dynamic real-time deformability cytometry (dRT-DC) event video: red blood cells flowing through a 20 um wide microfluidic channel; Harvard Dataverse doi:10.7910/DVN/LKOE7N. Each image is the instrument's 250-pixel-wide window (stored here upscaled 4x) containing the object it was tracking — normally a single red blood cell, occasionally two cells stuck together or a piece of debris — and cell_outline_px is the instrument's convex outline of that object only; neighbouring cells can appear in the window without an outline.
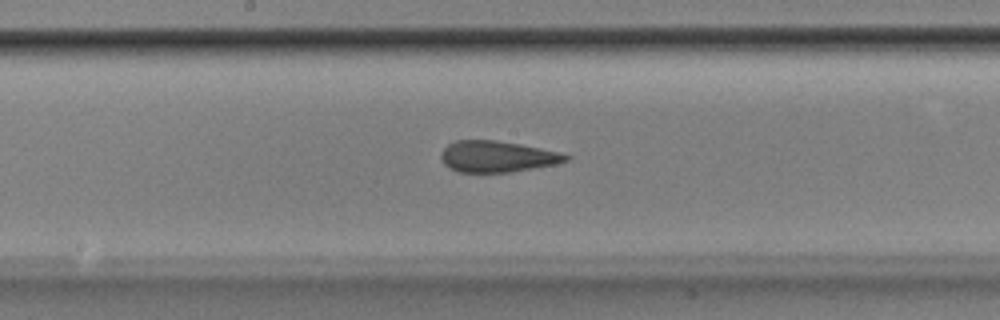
{"species": "Egyptian fruit bat (a non-hibernating species)", "species_latin": "Rousettus aegyptiacus", "temperature_condition": "room temperature", "stored_images_in_passage": 33, "camera_frame_rate_fps": 3000, "um_per_image_px": 0.085, "animal": {"sex": "male"}, "frame": {"image": 1, "passage_image": 12, "time_ms": 3.667, "image_size_px": [1000, 320], "cell_outline_px": [[572, 156], [568, 160], [556, 164], [512, 172], [456, 172], [448, 168], [444, 164], [440, 156], [440, 152], [448, 144], [456, 140], [496, 140], [520, 144], [560, 152]], "centroid_in_image_um": [42.24, 13.31], "position_along_channel_um": 206.0, "area_um2": 22.89}}
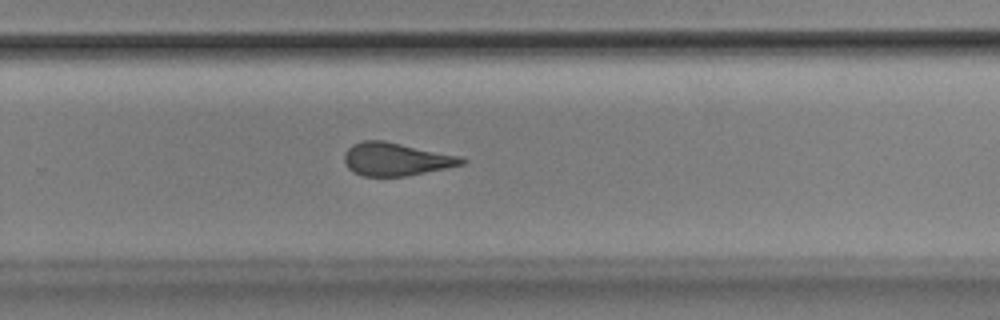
{"frame": {"image": 2, "passage_image": 19, "time_ms": 6.0, "image_size_px": [1000, 320], "cell_outline_px": [[468, 160], [464, 164], [448, 168], [404, 176], [364, 176], [348, 168], [344, 160], [344, 152], [352, 144], [364, 140], [384, 140], [460, 156]], "centroid_in_image_um": [33.67, 13.52], "position_along_channel_um": 296.1, "area_um2": 22.54}}
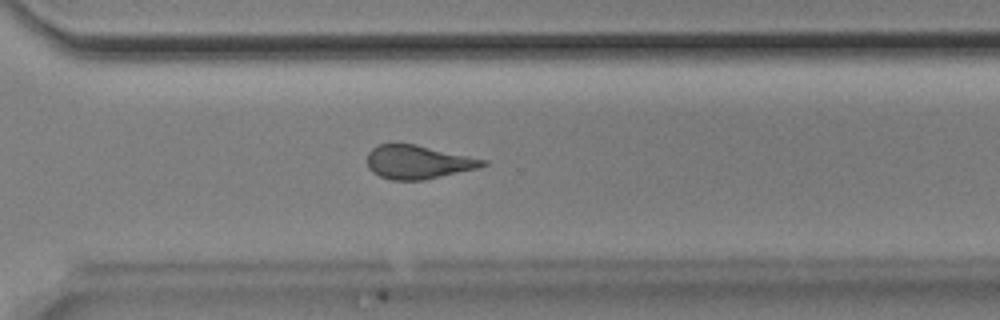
{"frame": {"image": 3, "passage_image": 22, "time_ms": 7.0, "image_size_px": [1000, 320], "cell_outline_px": [[488, 164], [480, 168], [424, 180], [392, 180], [380, 176], [372, 172], [368, 168], [368, 152], [376, 144], [416, 144], [488, 160]], "centroid_in_image_um": [35.56, 13.78], "position_along_channel_um": 335.0, "area_um2": 22.77}, "authors_computed_cell_mechanics": {"area_um2": 22.9466, "velocity_mm_per_s": 3.8926, "shape_relaxation_time_tau1_ms": 6.6165, "shape_relaxation_time_tau2_ms": 1.8871, "deformation_change_tau1": 0.1513, "deformation_change_tau2": 0.1101}}